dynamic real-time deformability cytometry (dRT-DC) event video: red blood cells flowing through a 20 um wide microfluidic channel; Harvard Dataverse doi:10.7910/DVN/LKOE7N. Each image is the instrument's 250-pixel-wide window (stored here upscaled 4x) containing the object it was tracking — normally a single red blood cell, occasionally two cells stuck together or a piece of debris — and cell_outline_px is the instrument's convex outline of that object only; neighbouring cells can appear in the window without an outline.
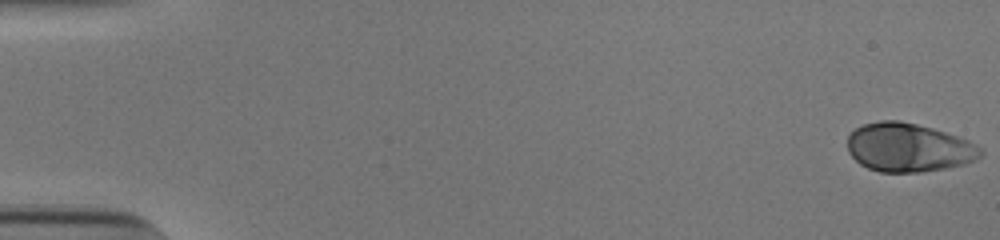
{"species": "human", "species_latin": "Homo sapiens", "temperature_condition": "cold", "stored_images_in_passage": 54, "camera_frame_rate_fps": 3000, "um_per_image_px": 0.085, "donor": {"sex": "male"}, "frame": {"image": 1, "passage_image": 1, "time_ms": 0.0, "image_size_px": [1000, 240], "cell_outline_px": [[984, 152], [976, 160], [964, 164], [944, 168], [920, 172], [880, 172], [868, 168], [860, 164], [848, 152], [848, 136], [856, 128], [864, 124], [880, 120], [896, 120], [916, 124], [932, 128], [968, 140], [984, 148]], "centroid_in_image_um": [77.24, 12.54], "position_along_channel_um": 7.8, "area_um2": 37.69}}
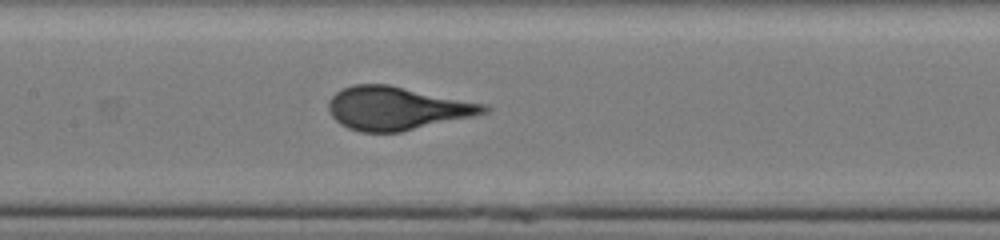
{"frame": {"image": 2, "passage_image": 27, "time_ms": 8.667, "image_size_px": [1000, 240], "cell_outline_px": [[492, 108], [488, 112], [476, 116], [400, 132], [360, 132], [348, 128], [340, 124], [332, 116], [328, 108], [328, 100], [336, 92], [352, 84], [388, 84], [488, 104]], "centroid_in_image_um": [33.78, 9.2], "position_along_channel_um": 173.6, "area_um2": 39.48}}
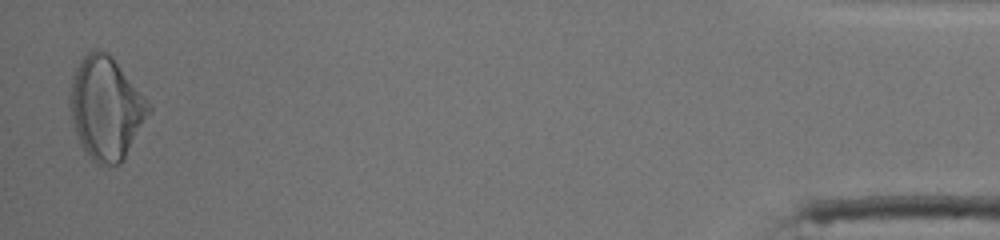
{"frame": {"image": 3, "passage_image": 53, "time_ms": 17.333, "image_size_px": [1000, 240], "cell_outline_px": [[152, 112], [124, 160], [120, 164], [96, 164], [88, 156], [80, 144], [72, 120], [68, 104], [68, 96], [72, 76], [80, 60], [92, 48], [100, 48], [108, 52], [112, 56], [152, 104]], "centroid_in_image_um": [9.02, 9.17], "position_along_channel_um": 426.2, "area_um2": 47.97}}